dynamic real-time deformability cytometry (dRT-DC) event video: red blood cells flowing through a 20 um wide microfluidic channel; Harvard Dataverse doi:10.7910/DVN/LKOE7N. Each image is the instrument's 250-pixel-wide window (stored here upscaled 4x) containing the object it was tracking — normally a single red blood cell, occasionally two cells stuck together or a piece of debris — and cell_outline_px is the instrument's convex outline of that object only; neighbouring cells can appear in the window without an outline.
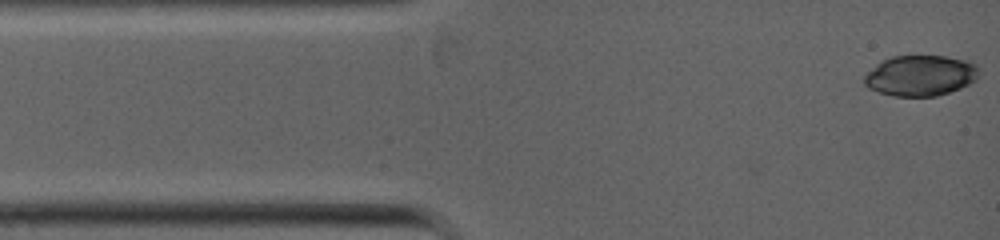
{"species": "common noctule bat (a hibernating species)", "species_latin": "Nyctalus noctula", "temperature_condition": "warm", "stored_images_in_passage": 44, "camera_frame_rate_fps": 5000, "um_per_image_px": 0.085, "animal": {"sex": "female", "body_mass_g": 19.0, "forearm_length_mm": 53.3}, "frame": {"image": 1, "passage_image": 1, "time_ms": 0.0, "image_size_px": [1000, 240], "cell_outline_px": [[980, 68], [976, 80], [960, 88], [936, 96], [892, 96], [868, 88], [864, 84], [864, 76], [876, 64], [892, 56], [944, 56], [968, 60], [976, 64]], "centroid_in_image_um": [78.25, 6.42], "position_along_channel_um": 6.7, "area_um2": 27.17}}
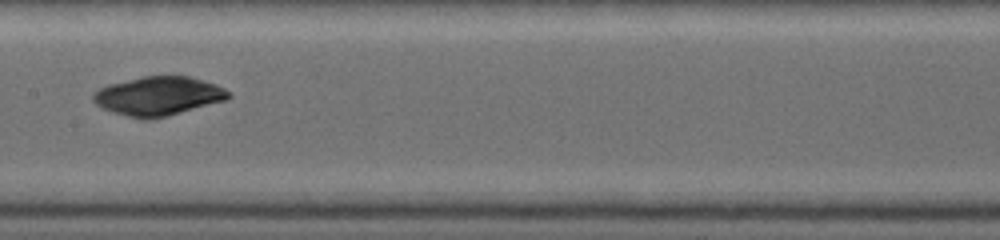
{"frame": {"image": 2, "passage_image": 24, "time_ms": 5.0, "image_size_px": [1000, 240], "cell_outline_px": [[232, 96], [228, 100], [168, 116], [148, 120], [140, 120], [112, 112], [96, 104], [92, 100], [92, 92], [108, 84], [144, 76], [188, 76], [216, 84], [224, 88]], "centroid_in_image_um": [13.45, 8.18], "position_along_channel_um": 193.9, "area_um2": 30.92}}
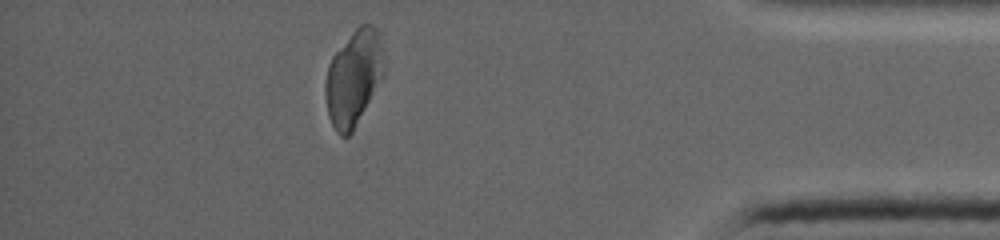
{"frame": {"image": 3, "passage_image": 44, "time_ms": 10.0, "image_size_px": [1000, 240], "cell_outline_px": [[384, 76], [352, 132], [348, 136], [340, 136], [336, 132], [328, 116], [324, 92], [324, 84], [328, 64], [332, 56], [352, 32], [360, 24], [372, 24], [376, 28], [380, 44], [384, 64]], "centroid_in_image_um": [30.03, 6.64], "position_along_channel_um": 405.2, "area_um2": 32.54}}